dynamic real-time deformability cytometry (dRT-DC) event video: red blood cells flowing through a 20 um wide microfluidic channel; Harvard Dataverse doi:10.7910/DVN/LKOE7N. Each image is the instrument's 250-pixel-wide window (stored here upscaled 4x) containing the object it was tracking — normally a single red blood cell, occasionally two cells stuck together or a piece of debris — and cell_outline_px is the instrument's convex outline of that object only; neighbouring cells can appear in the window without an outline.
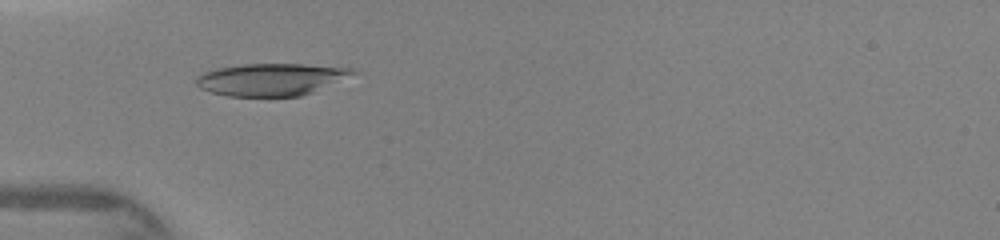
{"species": "human", "species_latin": "Homo sapiens", "temperature_condition": "warm", "stored_images_in_passage": 27, "camera_frame_rate_fps": 3000, "um_per_image_px": 0.085, "donor": {"sex": "female"}, "frame": {"image": 1, "passage_image": 1, "time_ms": 0.0, "image_size_px": [1000, 240], "cell_outline_px": [[360, 72], [312, 92], [300, 96], [228, 96], [212, 92], [200, 88], [196, 84], [196, 76], [204, 72], [216, 68], [240, 64], [304, 64], [352, 68]], "centroid_in_image_um": [23.03, 6.74], "position_along_channel_um": 62.0, "area_um2": 29.36}}
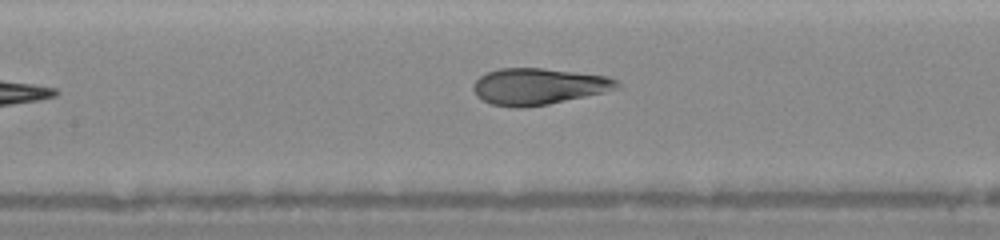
{"frame": {"image": 2, "passage_image": 8, "time_ms": 2.333, "image_size_px": [1000, 240], "cell_outline_px": [[620, 88], [604, 92], [548, 104], [524, 108], [516, 108], [492, 104], [476, 96], [472, 88], [476, 80], [484, 72], [500, 68], [540, 68], [608, 76], [616, 80], [620, 84]], "centroid_in_image_um": [45.74, 7.34], "position_along_channel_um": 161.7, "area_um2": 30.46}}
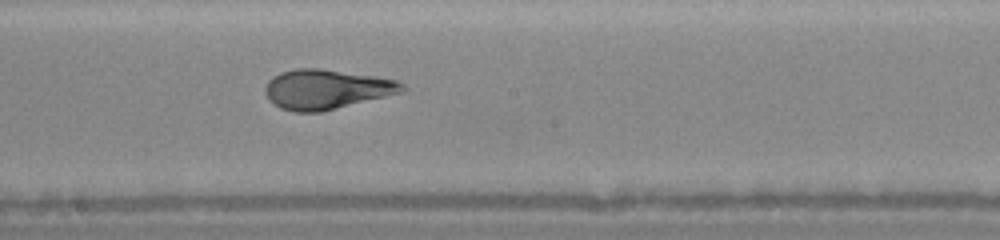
{"frame": {"image": 3, "passage_image": 12, "time_ms": 3.667, "image_size_px": [1000, 240], "cell_outline_px": [[408, 92], [320, 112], [296, 112], [280, 108], [268, 100], [264, 88], [268, 80], [272, 76], [280, 72], [296, 68], [320, 68], [372, 76], [396, 80], [404, 84], [408, 88]], "centroid_in_image_um": [27.78, 7.59], "position_along_channel_um": 220.4, "area_um2": 32.08}}